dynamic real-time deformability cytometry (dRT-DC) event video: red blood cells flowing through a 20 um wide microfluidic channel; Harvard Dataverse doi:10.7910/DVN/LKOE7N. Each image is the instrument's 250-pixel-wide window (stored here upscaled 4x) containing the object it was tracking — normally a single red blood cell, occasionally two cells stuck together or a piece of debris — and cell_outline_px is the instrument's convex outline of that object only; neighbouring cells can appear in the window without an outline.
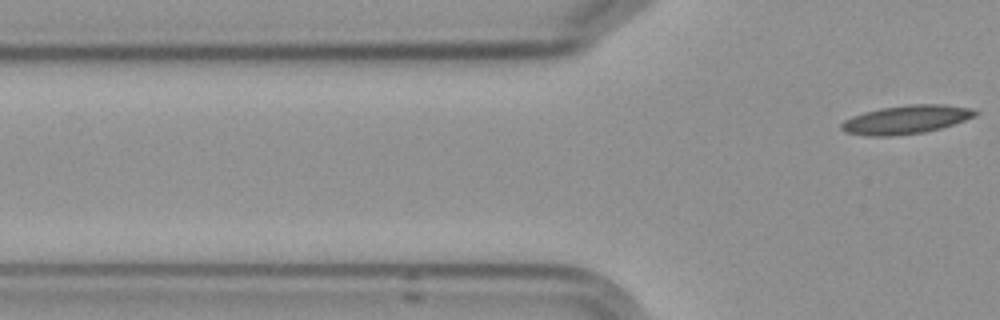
{"species": "Egyptian fruit bat (a non-hibernating species)", "species_latin": "Rousettus aegyptiacus", "temperature_condition": "cold", "stored_images_in_passage": 5, "segment_of_instrument_passage": [2, 2], "camera_frame_rate_fps": 3000, "um_per_image_px": 0.085, "frame": {"image": 1, "passage_image": 5, "time_ms": 5.333, "image_size_px": [1000, 320], "cell_outline_px": [[980, 112], [976, 116], [940, 128], [924, 132], [892, 136], [868, 136], [844, 132], [840, 128], [840, 124], [844, 120], [852, 116], [864, 112], [880, 108], [908, 104], [944, 104], [972, 108]], "centroid_in_image_um": [77.01, 10.16], "position_along_channel_um": 48.8, "area_um2": 22.37}}